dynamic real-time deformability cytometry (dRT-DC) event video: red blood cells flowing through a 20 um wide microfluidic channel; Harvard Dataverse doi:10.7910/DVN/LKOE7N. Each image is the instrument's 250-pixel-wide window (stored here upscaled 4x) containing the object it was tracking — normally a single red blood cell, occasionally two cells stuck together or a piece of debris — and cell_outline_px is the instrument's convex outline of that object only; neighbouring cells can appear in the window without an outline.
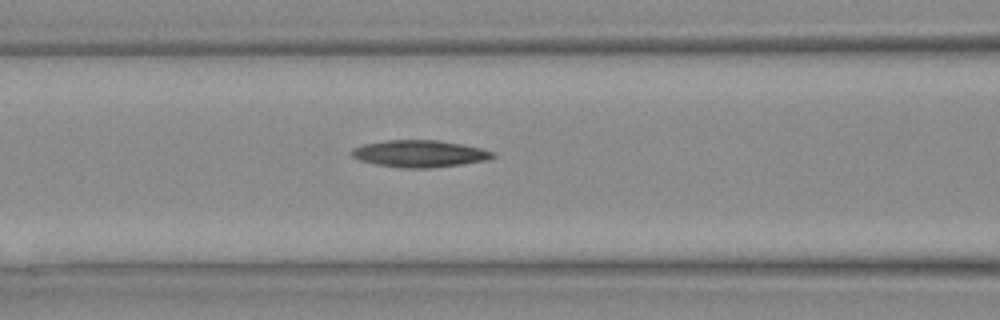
{"species": "Egyptian fruit bat (a non-hibernating species)", "species_latin": "Rousettus aegyptiacus", "temperature_condition": "warm", "stored_images_in_passage": 28, "camera_frame_rate_fps": 3000, "um_per_image_px": 0.085, "animal": {"sex": "female"}, "frame": {"image": 1, "passage_image": 13, "time_ms": 4.0, "image_size_px": [1000, 320], "cell_outline_px": [[496, 156], [488, 160], [460, 164], [428, 168], [404, 168], [376, 164], [360, 160], [352, 156], [348, 152], [352, 148], [364, 144], [384, 140], [436, 140], [460, 144], [480, 148], [496, 152]], "centroid_in_image_um": [35.65, 13.06], "position_along_channel_um": 131.0, "area_um2": 22.14}}